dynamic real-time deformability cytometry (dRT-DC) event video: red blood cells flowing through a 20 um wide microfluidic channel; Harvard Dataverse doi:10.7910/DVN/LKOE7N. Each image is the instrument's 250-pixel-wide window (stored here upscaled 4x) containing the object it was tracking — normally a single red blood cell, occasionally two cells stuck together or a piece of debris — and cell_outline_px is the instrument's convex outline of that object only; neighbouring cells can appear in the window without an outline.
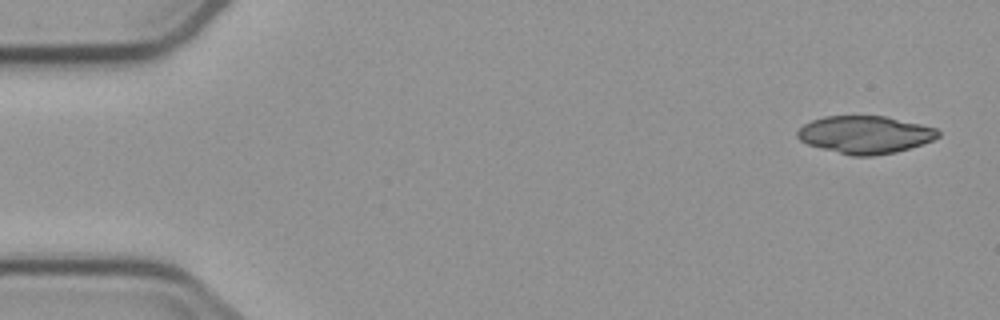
{"species": "common noctule bat (a hibernating species)", "species_latin": "Nyctalus noctula", "temperature_condition": "cold", "stored_images_in_passage": 4, "camera_frame_rate_fps": 3000, "um_per_image_px": 0.085, "animal": {"sex": "male", "body_mass_g": 23.1, "forearm_length_mm": 52.7}, "frame": {"image": 1, "passage_image": 1, "time_ms": 0.0, "image_size_px": [1000, 320], "cell_outline_px": [[940, 136], [932, 140], [896, 152], [872, 156], [852, 156], [808, 144], [800, 140], [796, 136], [796, 132], [804, 124], [812, 120], [824, 116], [888, 116], [936, 128], [940, 132]], "centroid_in_image_um": [73.53, 11.44], "position_along_channel_um": 11.5, "area_um2": 30.69}}